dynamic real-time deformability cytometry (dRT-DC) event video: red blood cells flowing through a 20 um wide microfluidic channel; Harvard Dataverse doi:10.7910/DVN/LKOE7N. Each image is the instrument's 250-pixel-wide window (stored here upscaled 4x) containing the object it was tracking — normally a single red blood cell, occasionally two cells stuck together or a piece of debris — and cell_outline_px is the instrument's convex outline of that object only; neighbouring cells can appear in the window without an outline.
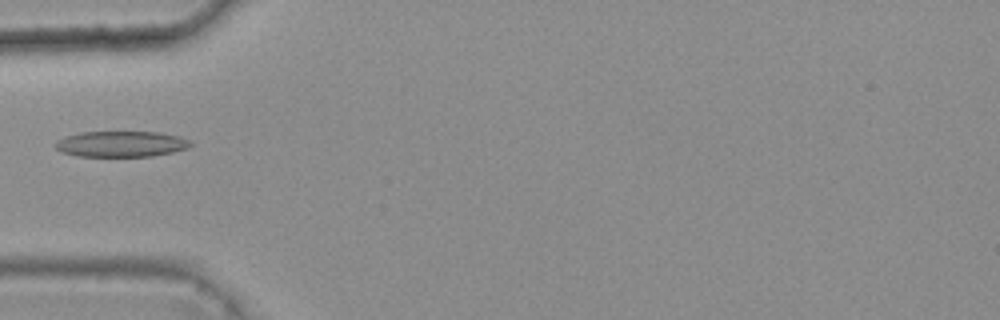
{"species": "common noctule bat (a hibernating species)", "species_latin": "Nyctalus noctula", "temperature_condition": "warm", "stored_images_in_passage": 4, "camera_frame_rate_fps": 3000, "um_per_image_px": 0.085, "animal": {"sex": "female", "body_mass_g": 25.1}, "frame": {"image": 1, "passage_image": 4, "time_ms": 1.0, "image_size_px": [1000, 320], "cell_outline_px": [[192, 144], [188, 148], [172, 152], [152, 156], [80, 156], [64, 152], [56, 148], [52, 144], [56, 140], [64, 136], [80, 132], [160, 132], [180, 136], [188, 140]], "centroid_in_image_um": [10.28, 12.23], "position_along_channel_um": 74.7, "area_um2": 20.35}}